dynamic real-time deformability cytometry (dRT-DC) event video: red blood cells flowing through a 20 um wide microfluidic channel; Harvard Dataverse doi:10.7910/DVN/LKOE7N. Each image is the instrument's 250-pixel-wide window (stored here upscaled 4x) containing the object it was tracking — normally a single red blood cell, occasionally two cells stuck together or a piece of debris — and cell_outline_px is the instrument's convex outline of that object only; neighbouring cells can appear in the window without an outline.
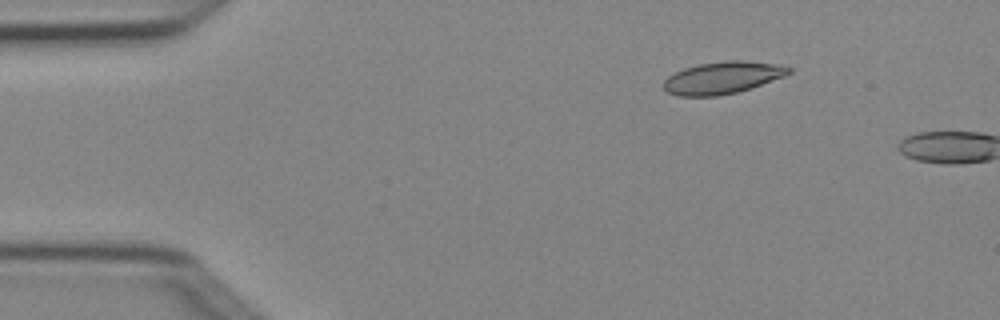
{"species": "Egyptian fruit bat (a non-hibernating species)", "species_latin": "Rousettus aegyptiacus", "temperature_condition": "cold", "stored_images_in_passage": 3, "camera_frame_rate_fps": 3000, "um_per_image_px": 0.085, "animal": {"sex": "female"}, "frame": {"image": 1, "passage_image": 2, "time_ms": 0.333, "image_size_px": [1000, 320], "cell_outline_px": [[792, 72], [784, 76], [752, 88], [736, 92], [716, 96], [676, 96], [668, 92], [664, 88], [664, 80], [668, 76], [684, 68], [700, 64], [724, 60], [744, 60], [784, 64], [792, 68]], "centroid_in_image_um": [61.46, 6.59], "position_along_channel_um": 23.5, "area_um2": 23.64}}